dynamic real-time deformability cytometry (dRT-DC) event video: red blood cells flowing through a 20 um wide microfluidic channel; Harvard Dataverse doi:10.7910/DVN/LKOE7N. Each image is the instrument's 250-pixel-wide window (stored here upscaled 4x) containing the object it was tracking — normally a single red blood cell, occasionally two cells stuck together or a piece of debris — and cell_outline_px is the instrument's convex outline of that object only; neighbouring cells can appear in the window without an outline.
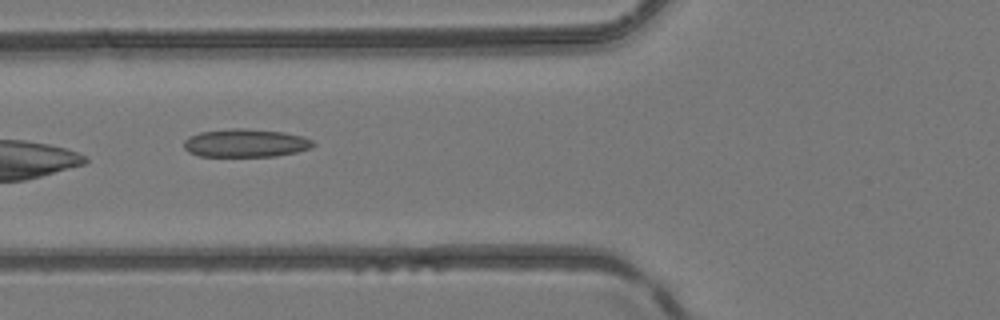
{"species": "common noctule bat (a hibernating species)", "species_latin": "Nyctalus noctula", "temperature_condition": "room temperature", "stored_images_in_passage": 7, "camera_frame_rate_fps": 3000, "um_per_image_px": 0.085, "animal": {"sex": "female", "body_mass_g": 24.6, "forearm_length_mm": 56.2}, "frame": {"image": 1, "passage_image": 6, "time_ms": 5.667, "image_size_px": [1000, 320], "cell_outline_px": [[316, 144], [312, 148], [296, 152], [276, 156], [200, 156], [188, 152], [184, 148], [184, 140], [188, 136], [200, 132], [232, 128], [244, 128], [284, 132], [300, 136], [312, 140]], "centroid_in_image_um": [20.86, 12.16], "position_along_channel_um": 104.9, "area_um2": 21.27}}
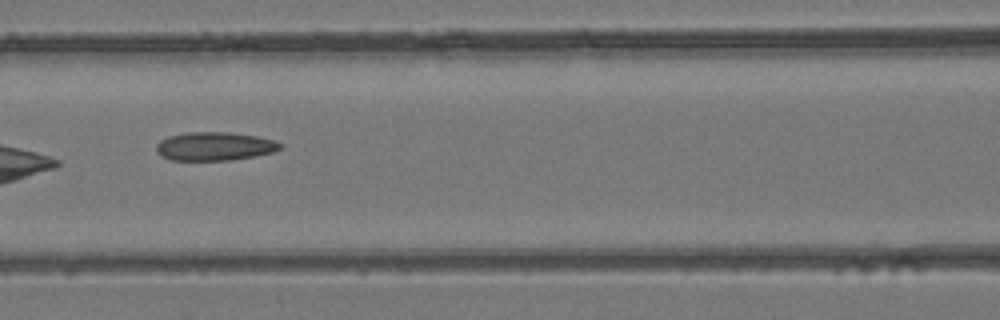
{"frame": {"image": 2, "passage_image": 7, "time_ms": 6.667, "image_size_px": [1000, 320], "cell_outline_px": [[284, 144], [280, 148], [272, 152], [256, 156], [232, 160], [172, 160], [160, 156], [156, 152], [156, 144], [160, 140], [168, 136], [188, 132], [228, 132], [256, 136], [276, 140]], "centroid_in_image_um": [18.23, 12.43], "position_along_channel_um": 148.4, "area_um2": 20.75}}